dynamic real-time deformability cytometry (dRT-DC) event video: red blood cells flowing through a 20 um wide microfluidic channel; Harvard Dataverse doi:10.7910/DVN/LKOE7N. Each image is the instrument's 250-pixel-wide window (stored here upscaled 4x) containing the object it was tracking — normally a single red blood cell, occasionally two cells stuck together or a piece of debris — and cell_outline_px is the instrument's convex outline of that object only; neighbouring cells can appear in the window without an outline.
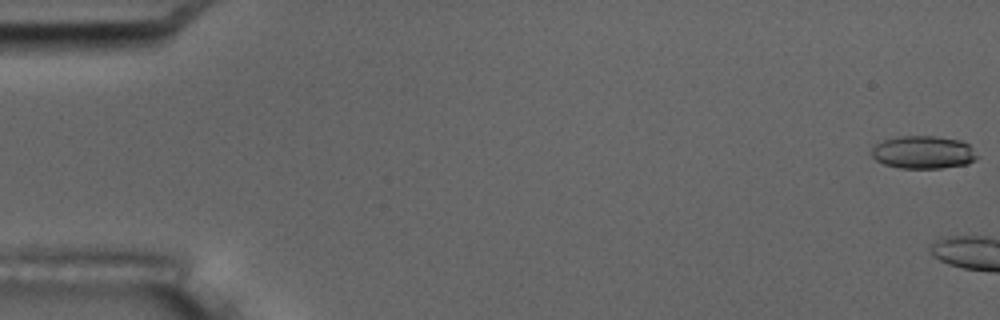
{"species": "common noctule bat (a hibernating species)", "species_latin": "Nyctalus noctula", "temperature_condition": "room temperature", "stored_images_in_passage": 8, "camera_frame_rate_fps": 3000, "um_per_image_px": 0.085, "animal": {"sex": "male", "body_mass_g": 17.5, "forearm_length_mm": 52.3}, "frame": {"image": 1, "passage_image": 1, "time_ms": 0.0, "image_size_px": [1000, 320], "cell_outline_px": [[980, 156], [976, 160], [968, 164], [940, 168], [900, 168], [884, 164], [876, 160], [872, 156], [868, 144], [900, 136], [936, 136], [960, 140], [968, 144]], "centroid_in_image_um": [78.44, 12.94], "position_along_channel_um": 6.6, "area_um2": 20.63}}
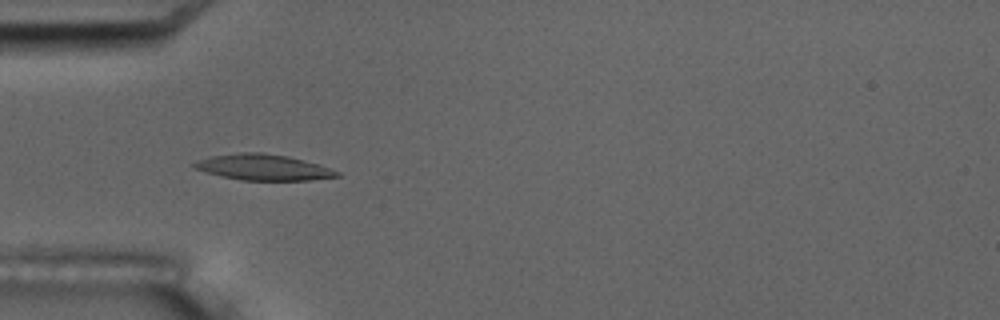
{"frame": {"image": 2, "passage_image": 7, "time_ms": 7.0, "image_size_px": [1000, 320], "cell_outline_px": [[340, 176], [308, 180], [240, 180], [192, 168], [192, 164], [196, 160], [208, 156], [240, 152], [264, 152], [288, 156], [320, 164], [340, 172]], "centroid_in_image_um": [22.37, 14.2], "position_along_channel_um": 62.6, "area_um2": 21.62}}